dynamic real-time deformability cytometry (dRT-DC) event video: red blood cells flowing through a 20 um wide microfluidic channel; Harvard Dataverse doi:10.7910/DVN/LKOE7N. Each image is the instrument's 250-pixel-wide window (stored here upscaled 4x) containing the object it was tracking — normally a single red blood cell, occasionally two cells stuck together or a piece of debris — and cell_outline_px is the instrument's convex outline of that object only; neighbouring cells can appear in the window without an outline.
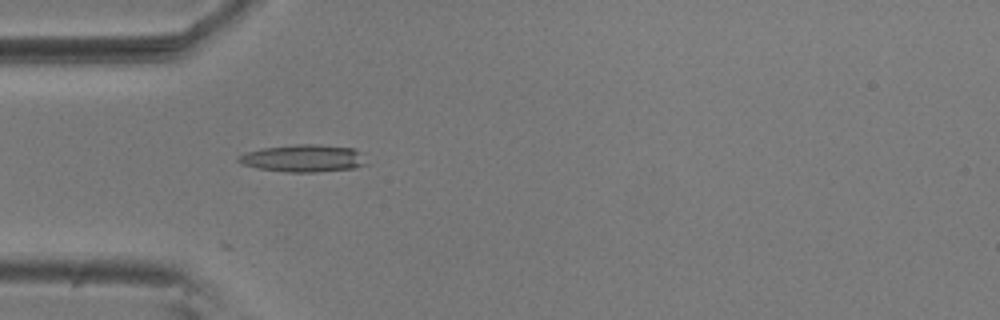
{"species": "common noctule bat (a hibernating species)", "species_latin": "Nyctalus noctula", "temperature_condition": "room temperature", "stored_images_in_passage": 5, "camera_frame_rate_fps": 3000, "um_per_image_px": 0.085, "animal": {"sex": "male", "body_mass_g": 20.5, "forearm_length_mm": 52.5}, "frame": {"image": 1, "passage_image": 5, "time_ms": 1.333, "image_size_px": [1000, 320], "cell_outline_px": [[368, 164], [352, 168], [316, 172], [288, 172], [260, 168], [244, 164], [236, 160], [236, 156], [248, 152], [264, 148], [296, 144], [316, 144], [352, 148]], "centroid_in_image_um": [25.75, 13.45], "position_along_channel_um": 59.2, "area_um2": 19.88}}